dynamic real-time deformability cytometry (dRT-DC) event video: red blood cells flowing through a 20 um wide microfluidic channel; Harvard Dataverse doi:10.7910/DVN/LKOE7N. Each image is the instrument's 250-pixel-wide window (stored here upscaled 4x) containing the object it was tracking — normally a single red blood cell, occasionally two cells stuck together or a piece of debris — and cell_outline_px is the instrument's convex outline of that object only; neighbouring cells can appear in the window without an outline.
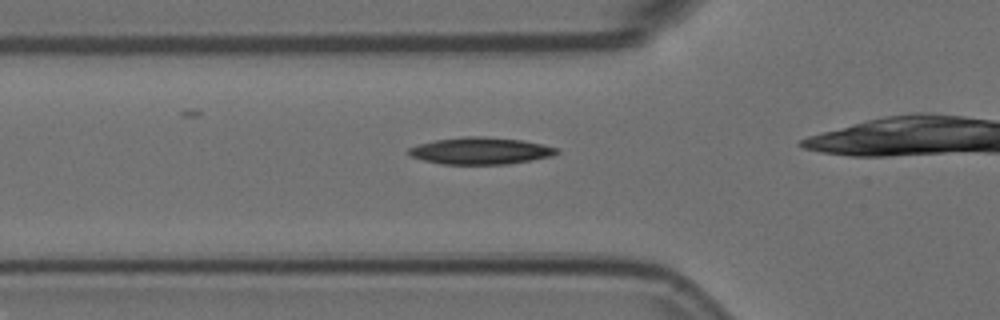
{"species": "Egyptian fruit bat (a non-hibernating species)", "species_latin": "Rousettus aegyptiacus", "temperature_condition": "room temperature", "stored_images_in_passage": 28, "camera_frame_rate_fps": 3000, "um_per_image_px": 0.085, "animal": {"sex": "female"}, "frame": {"image": 1, "passage_image": 2, "time_ms": 0.333, "image_size_px": [1000, 320], "cell_outline_px": [[560, 152], [552, 156], [532, 160], [508, 164], [444, 164], [424, 160], [408, 156], [404, 152], [408, 148], [420, 144], [436, 140], [464, 136], [484, 136], [520, 140], [560, 148]], "centroid_in_image_um": [40.83, 12.82], "position_along_channel_um": 85.0, "area_um2": 23.29}}
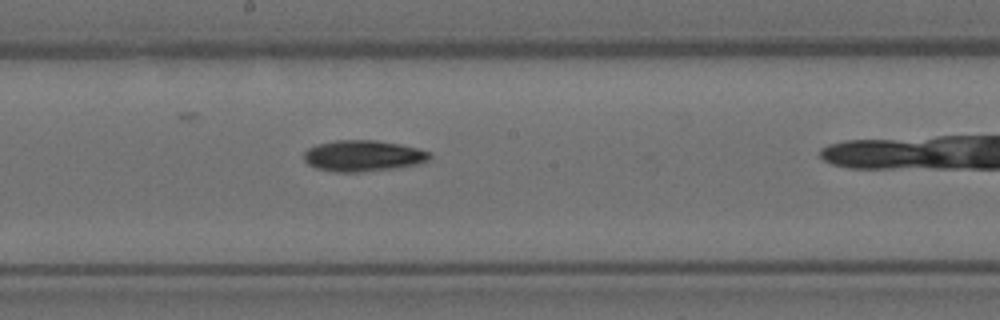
{"frame": {"image": 2, "passage_image": 13, "time_ms": 4.0, "image_size_px": [1000, 320], "cell_outline_px": [[432, 160], [420, 164], [396, 168], [360, 172], [336, 172], [316, 168], [308, 164], [304, 160], [304, 152], [308, 148], [316, 144], [336, 140], [376, 140], [400, 144], [432, 152]], "centroid_in_image_um": [30.9, 13.25], "position_along_channel_um": 217.3, "area_um2": 23.12}}
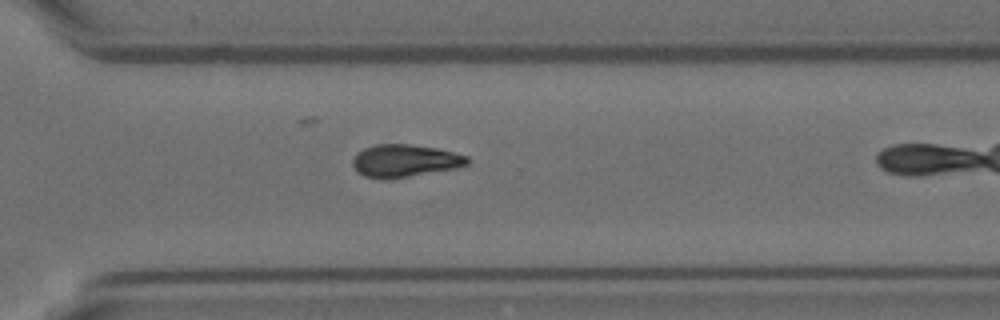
{"frame": {"image": 3, "passage_image": 23, "time_ms": 7.333, "image_size_px": [1000, 320], "cell_outline_px": [[472, 160], [468, 164], [456, 168], [408, 176], [364, 176], [356, 172], [352, 164], [352, 160], [356, 152], [364, 148], [376, 144], [408, 144], [436, 148], [468, 156]], "centroid_in_image_um": [34.42, 13.62], "position_along_channel_um": 336.2, "area_um2": 21.21}}